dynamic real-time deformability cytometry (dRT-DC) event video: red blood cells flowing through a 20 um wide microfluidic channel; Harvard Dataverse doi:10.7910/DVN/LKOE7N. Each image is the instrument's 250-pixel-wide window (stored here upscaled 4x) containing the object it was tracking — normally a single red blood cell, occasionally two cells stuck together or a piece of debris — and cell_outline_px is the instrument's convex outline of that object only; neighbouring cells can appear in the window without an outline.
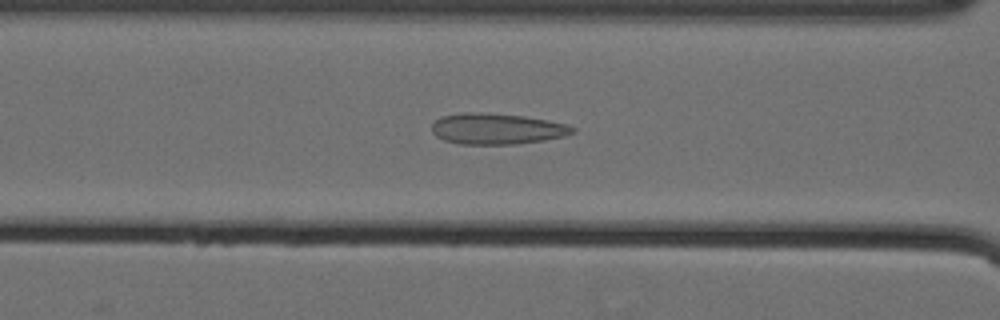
{"species": "Egyptian fruit bat (a non-hibernating species)", "species_latin": "Rousettus aegyptiacus", "temperature_condition": "cold", "stored_images_in_passage": 49, "camera_frame_rate_fps": 3000, "um_per_image_px": 0.085, "animal": {"sex": "female"}, "frame": {"image": 1, "passage_image": 23, "time_ms": 7.333, "image_size_px": [1000, 320], "cell_outline_px": [[576, 132], [564, 136], [544, 140], [516, 144], [460, 144], [444, 140], [436, 136], [432, 132], [432, 124], [440, 116], [464, 112], [480, 112], [524, 116], [548, 120], [568, 124], [576, 128]], "centroid_in_image_um": [42.24, 10.94], "position_along_channel_um": 124.4, "area_um2": 25.55}}
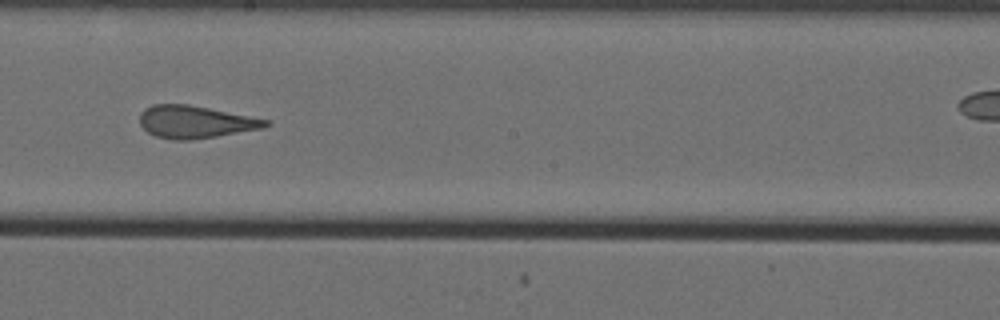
{"frame": {"image": 2, "passage_image": 32, "time_ms": 10.333, "image_size_px": [1000, 320], "cell_outline_px": [[272, 124], [264, 128], [216, 136], [188, 140], [172, 140], [156, 136], [148, 132], [140, 124], [140, 112], [144, 108], [152, 104], [188, 104], [272, 120]], "centroid_in_image_um": [16.62, 10.35], "position_along_channel_um": 231.6, "area_um2": 23.93}}
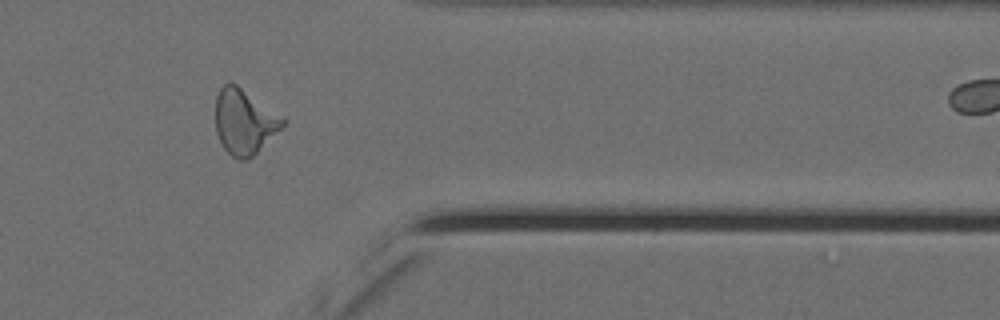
{"frame": {"image": 3, "passage_image": 46, "time_ms": 15.0, "image_size_px": [1000, 320], "cell_outline_px": [[288, 124], [284, 128], [248, 160], [240, 160], [232, 156], [224, 148], [216, 132], [216, 96], [220, 88], [224, 84], [236, 84], [288, 120]], "centroid_in_image_um": [20.82, 10.37], "position_along_channel_um": 390.6, "area_um2": 25.61}}